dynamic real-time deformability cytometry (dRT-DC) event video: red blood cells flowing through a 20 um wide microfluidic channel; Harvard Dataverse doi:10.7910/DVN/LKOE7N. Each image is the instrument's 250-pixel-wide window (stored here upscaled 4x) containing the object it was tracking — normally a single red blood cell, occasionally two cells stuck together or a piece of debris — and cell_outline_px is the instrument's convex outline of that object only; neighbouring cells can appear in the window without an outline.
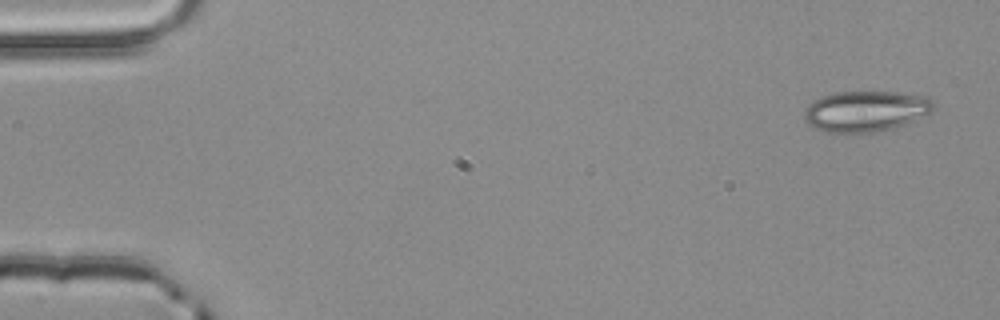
{"species": "common noctule bat (a hibernating species)", "species_latin": "Nyctalus noctula", "temperature_condition": "room temperature", "stored_images_in_passage": 4, "camera_frame_rate_fps": 3000, "um_per_image_px": 0.085, "animal": {"sex": "male", "body_mass_g": 20.4}, "frame": {"image": 1, "passage_image": 1, "time_ms": 0.0, "image_size_px": [1000, 320], "cell_outline_px": [[936, 108], [904, 124], [892, 128], [860, 136], [828, 132], [816, 128], [808, 124], [804, 120], [804, 112], [808, 104], [812, 100], [836, 92], [896, 92], [928, 96], [936, 104]], "centroid_in_image_um": [73.55, 9.48], "position_along_channel_um": 11.4, "area_um2": 31.21}}